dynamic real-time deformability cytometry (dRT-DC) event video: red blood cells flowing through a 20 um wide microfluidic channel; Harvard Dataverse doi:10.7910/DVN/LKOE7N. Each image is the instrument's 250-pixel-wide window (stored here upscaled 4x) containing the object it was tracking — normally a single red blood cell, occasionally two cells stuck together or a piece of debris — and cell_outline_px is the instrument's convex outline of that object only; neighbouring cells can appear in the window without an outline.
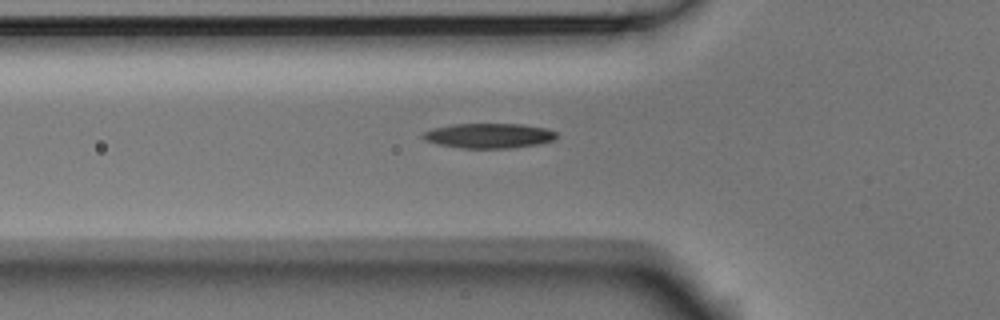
{"species": "Egyptian fruit bat (a non-hibernating species)", "species_latin": "Rousettus aegyptiacus", "temperature_condition": "room temperature", "stored_images_in_passage": 35, "camera_frame_rate_fps": 3000, "um_per_image_px": 0.085, "animal": {"sex": "male"}, "frame": {"image": 1, "passage_image": 2, "time_ms": 0.333, "image_size_px": [1000, 320], "cell_outline_px": [[556, 136], [552, 140], [536, 144], [512, 148], [464, 148], [440, 144], [428, 140], [420, 136], [424, 132], [432, 128], [452, 124], [520, 124], [544, 128], [556, 132]], "centroid_in_image_um": [41.53, 11.53], "position_along_channel_um": 84.3, "area_um2": 19.02}}
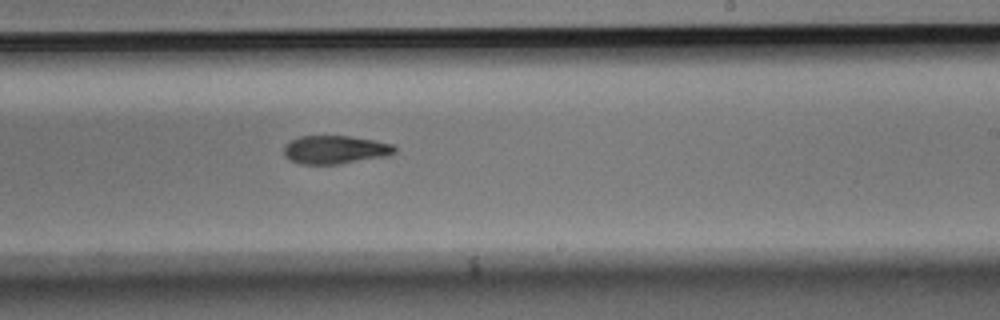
{"frame": {"image": 2, "passage_image": 16, "time_ms": 5.0, "image_size_px": [1000, 320], "cell_outline_px": [[396, 152], [392, 156], [340, 164], [300, 164], [284, 156], [284, 144], [300, 136], [348, 136], [376, 140], [392, 144], [396, 148]], "centroid_in_image_um": [28.54, 12.73], "position_along_channel_um": 260.5, "area_um2": 18.55}}
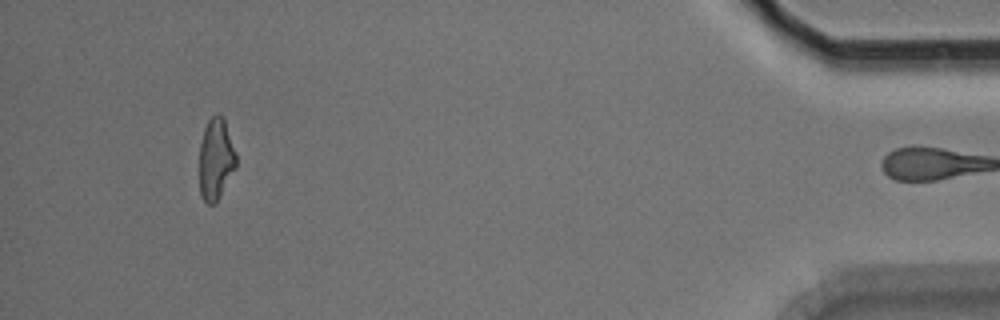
{"frame": {"image": 3, "passage_image": 34, "time_ms": 11.0, "image_size_px": [1000, 320], "cell_outline_px": [[236, 168], [216, 204], [208, 204], [200, 196], [200, 144], [204, 128], [208, 120], [216, 112], [224, 116], [236, 152]], "centroid_in_image_um": [18.36, 13.51], "position_along_channel_um": 416.8, "area_um2": 17.8}}